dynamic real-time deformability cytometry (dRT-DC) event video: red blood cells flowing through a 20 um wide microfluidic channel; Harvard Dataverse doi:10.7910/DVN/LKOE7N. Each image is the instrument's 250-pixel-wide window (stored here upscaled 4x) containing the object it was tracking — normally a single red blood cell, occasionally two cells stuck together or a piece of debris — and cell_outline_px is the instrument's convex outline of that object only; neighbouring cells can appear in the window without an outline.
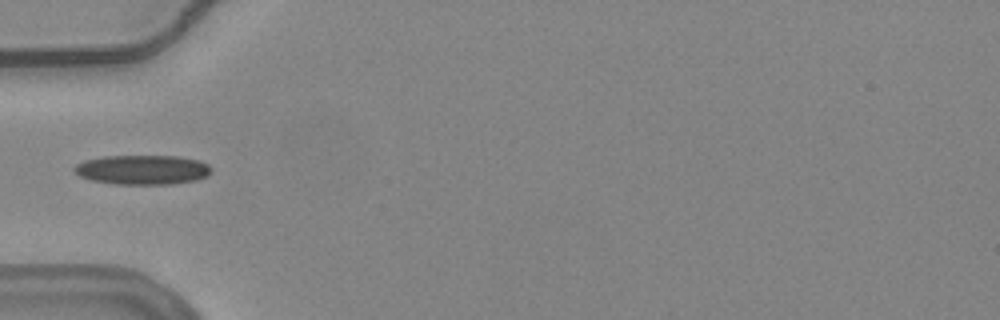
{"species": "common noctule bat (a hibernating species)", "species_latin": "Nyctalus noctula", "temperature_condition": "warm", "stored_images_in_passage": 38, "camera_frame_rate_fps": 3000, "um_per_image_px": 0.085, "animal": {"sex": "female", "body_mass_g": 24.6, "forearm_length_mm": 56.2}, "frame": {"image": 1, "passage_image": 1, "time_ms": 0.0, "image_size_px": [1000, 320], "cell_outline_px": [[212, 172], [208, 176], [196, 180], [172, 184], [116, 184], [92, 180], [80, 176], [72, 168], [76, 164], [84, 160], [104, 156], [176, 156], [200, 160], [208, 164], [212, 168]], "centroid_in_image_um": [12.14, 14.42], "position_along_channel_um": 72.9, "area_um2": 23.7}}
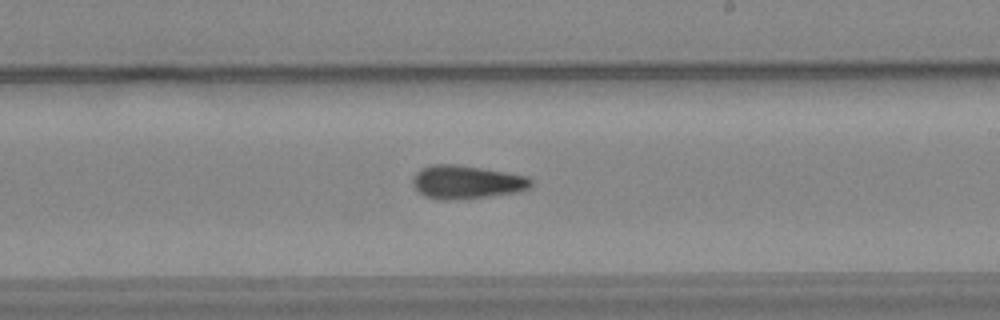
{"frame": {"image": 2, "passage_image": 15, "time_ms": 4.667, "image_size_px": [1000, 320], "cell_outline_px": [[532, 184], [528, 188], [512, 192], [456, 200], [436, 200], [424, 196], [412, 184], [412, 180], [416, 172], [420, 168], [432, 164], [456, 164], [528, 176], [532, 180]], "centroid_in_image_um": [39.58, 15.47], "position_along_channel_um": 249.4, "area_um2": 22.77}}
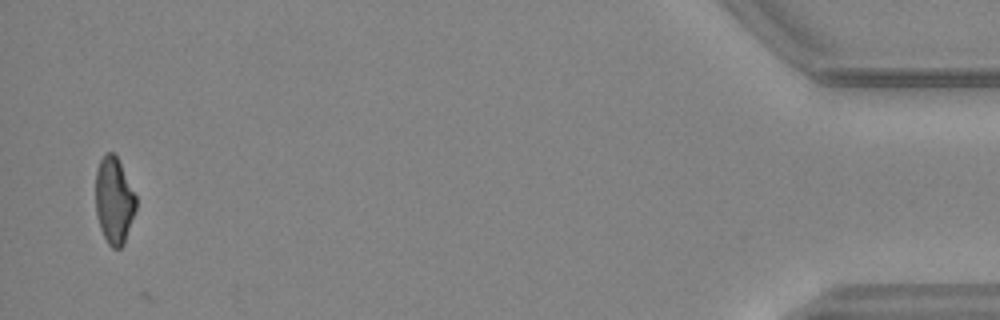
{"frame": {"image": 3, "passage_image": 36, "time_ms": 11.667, "image_size_px": [1000, 320], "cell_outline_px": [[136, 208], [124, 244], [120, 248], [112, 248], [108, 244], [100, 228], [96, 212], [96, 172], [100, 160], [108, 152], [112, 152], [116, 156], [136, 196]], "centroid_in_image_um": [9.69, 17.08], "position_along_channel_um": 425.5, "area_um2": 20.06}, "authors_computed_cell_mechanics": {"area_um2": 22.1085, "velocity_mm_per_s": 3.7634, "shape_relaxation_time_tau1_ms": null, "shape_relaxation_time_tau2_ms": 4.1778, "deformation_change_tau1": null, "deformation_change_tau2": 0.1162}}